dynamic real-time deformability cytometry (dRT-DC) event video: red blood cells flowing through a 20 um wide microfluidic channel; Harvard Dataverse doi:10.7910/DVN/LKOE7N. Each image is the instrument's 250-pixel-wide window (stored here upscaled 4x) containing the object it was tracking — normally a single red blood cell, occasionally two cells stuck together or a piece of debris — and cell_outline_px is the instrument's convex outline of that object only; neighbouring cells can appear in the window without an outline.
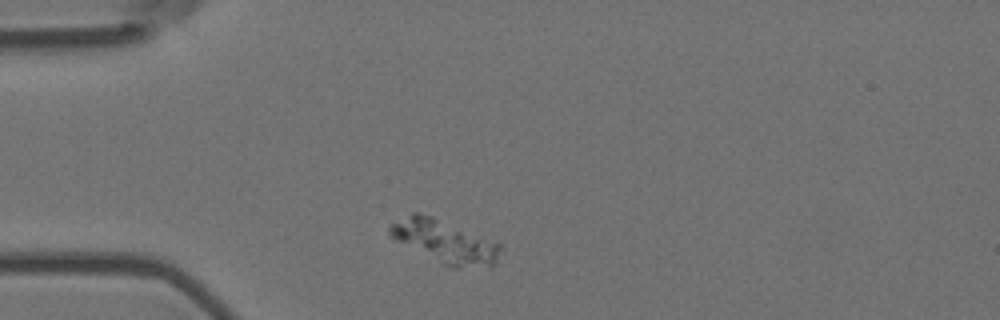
{"species": "Egyptian fruit bat (a non-hibernating species)", "species_latin": "Rousettus aegyptiacus", "temperature_condition": "room temperature", "stored_images_in_passage": 4, "camera_frame_rate_fps": 3000, "um_per_image_px": 0.085, "animal": {"sex": "female"}, "frame": {"image": 1, "passage_image": 1, "time_ms": 0.0, "image_size_px": [1000, 320], "cell_outline_px": [[504, 248], [496, 260], [488, 268], [452, 268], [388, 236], [388, 224], [412, 212], [420, 212], [432, 216], [504, 244]], "centroid_in_image_um": [37.84, 20.52], "position_along_channel_um": 47.2, "area_um2": 27.92}}
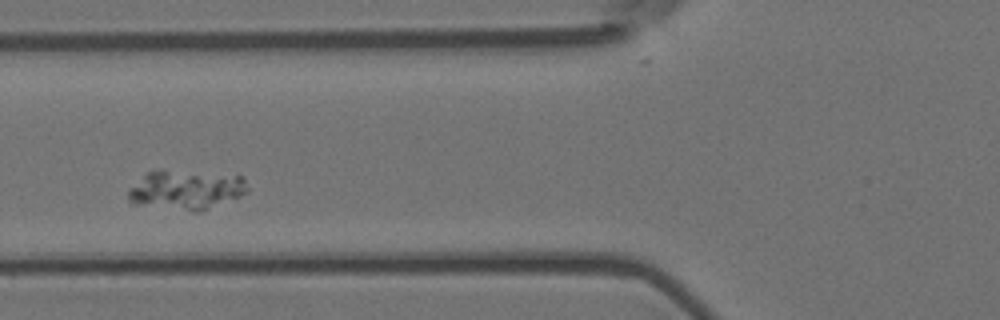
{"frame": {"image": 2, "passage_image": 3, "time_ms": 0.667, "image_size_px": [1000, 320], "cell_outline_px": [[248, 192], [236, 200], [196, 212], [192, 212], [132, 204], [128, 200], [128, 188], [148, 172], [160, 168], [244, 176], [248, 188]], "centroid_in_image_um": [15.83, 16.13], "position_along_channel_um": 110.0, "area_um2": 28.26}}